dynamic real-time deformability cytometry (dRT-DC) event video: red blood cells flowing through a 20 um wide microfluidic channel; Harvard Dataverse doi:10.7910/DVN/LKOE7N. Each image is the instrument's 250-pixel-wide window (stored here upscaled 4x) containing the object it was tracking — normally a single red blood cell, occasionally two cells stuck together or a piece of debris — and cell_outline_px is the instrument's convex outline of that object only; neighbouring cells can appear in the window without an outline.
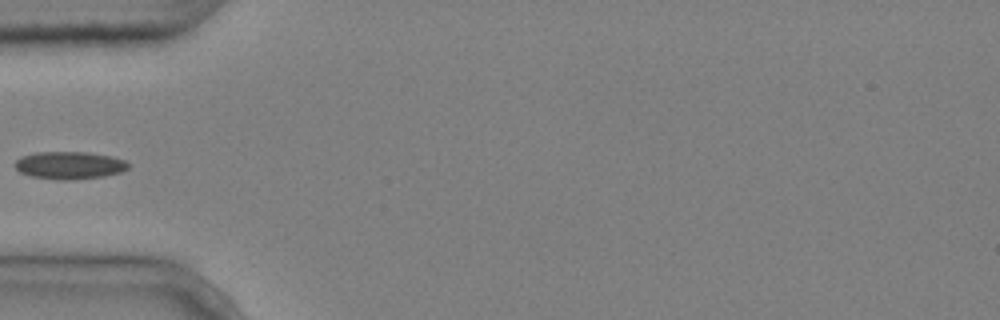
{"species": "common noctule bat (a hibernating species)", "species_latin": "Nyctalus noctula", "temperature_condition": "cold", "stored_images_in_passage": 5, "camera_frame_rate_fps": 3000, "um_per_image_px": 0.085, "animal": {"sex": "male", "body_mass_g": 20.4}, "frame": {"image": 1, "passage_image": 4, "time_ms": 1.0, "image_size_px": [1000, 320], "cell_outline_px": [[128, 168], [120, 172], [104, 176], [68, 180], [56, 180], [32, 176], [20, 172], [16, 168], [16, 160], [20, 156], [36, 152], [88, 152], [112, 156], [124, 160], [128, 164]], "centroid_in_image_um": [5.89, 14.04], "position_along_channel_um": 79.1, "area_um2": 18.15}}